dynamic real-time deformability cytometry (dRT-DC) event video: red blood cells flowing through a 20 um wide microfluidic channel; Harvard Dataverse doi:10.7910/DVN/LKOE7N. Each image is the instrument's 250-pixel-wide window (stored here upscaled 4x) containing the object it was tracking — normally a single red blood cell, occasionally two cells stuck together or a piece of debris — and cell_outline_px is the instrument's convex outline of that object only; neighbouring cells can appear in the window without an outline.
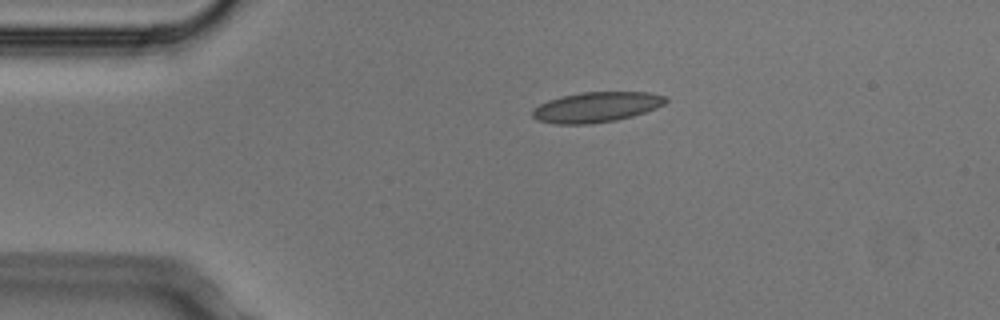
{"species": "Egyptian fruit bat (a non-hibernating species)", "species_latin": "Rousettus aegyptiacus", "temperature_condition": "cold", "stored_images_in_passage": 2, "camera_frame_rate_fps": 3000, "um_per_image_px": 0.085, "animal": {"sex": "male"}, "frame": {"image": 1, "passage_image": 1, "time_ms": 0.0, "image_size_px": [1000, 320], "cell_outline_px": [[668, 100], [664, 104], [656, 108], [632, 116], [616, 120], [588, 124], [556, 124], [536, 120], [532, 116], [532, 108], [548, 100], [580, 92], [648, 92], [664, 96]], "centroid_in_image_um": [50.66, 9.11], "position_along_channel_um": 34.3, "area_um2": 23.41}}
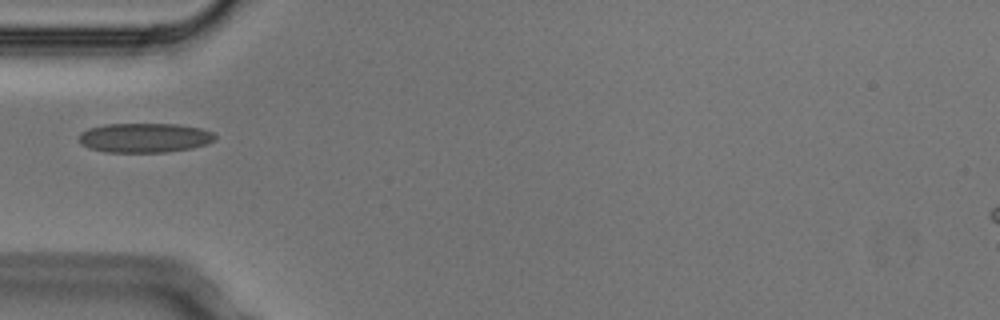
{"frame": {"image": 2, "passage_image": 2, "time_ms": 0.333, "image_size_px": [1000, 320], "cell_outline_px": [[216, 140], [208, 144], [192, 148], [168, 152], [104, 152], [88, 148], [80, 144], [76, 140], [80, 132], [88, 128], [104, 124], [180, 124], [200, 128], [212, 132], [216, 136]], "centroid_in_image_um": [12.25, 11.71], "position_along_channel_um": 72.7, "area_um2": 23.81}}